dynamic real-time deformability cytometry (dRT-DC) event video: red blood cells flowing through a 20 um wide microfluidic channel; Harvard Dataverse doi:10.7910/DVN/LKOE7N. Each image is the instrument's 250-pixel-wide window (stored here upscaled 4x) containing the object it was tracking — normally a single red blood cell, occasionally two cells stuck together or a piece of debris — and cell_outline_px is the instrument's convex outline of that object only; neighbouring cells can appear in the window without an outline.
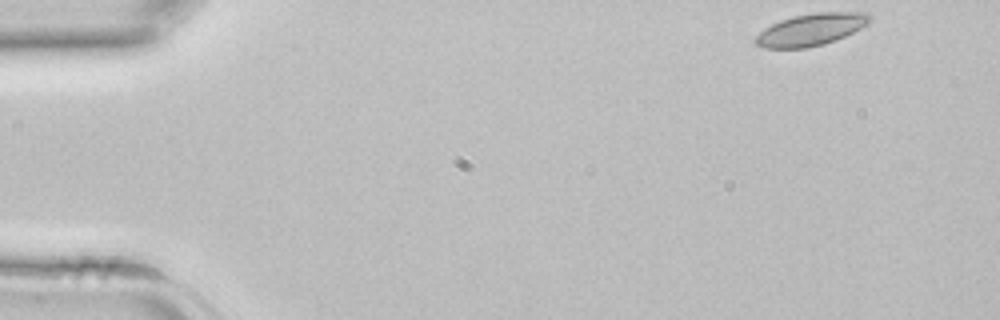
{"species": "common noctule bat (a hibernating species)", "species_latin": "Nyctalus noctula", "temperature_condition": "room temperature", "stored_images_in_passage": 10, "camera_frame_rate_fps": 3000, "um_per_image_px": 0.085, "animal": {"sex": "female", "body_mass_g": 22.7, "forearm_length_mm": 54.2}, "frame": {"image": 1, "passage_image": 1, "time_ms": 0.0, "image_size_px": [1000, 320], "cell_outline_px": [[872, 20], [868, 24], [836, 40], [824, 44], [808, 48], [764, 48], [756, 44], [752, 40], [764, 28], [780, 20], [792, 16], [816, 12], [868, 12], [872, 16]], "centroid_in_image_um": [68.94, 2.51], "position_along_channel_um": 16.1, "area_um2": 21.5}}
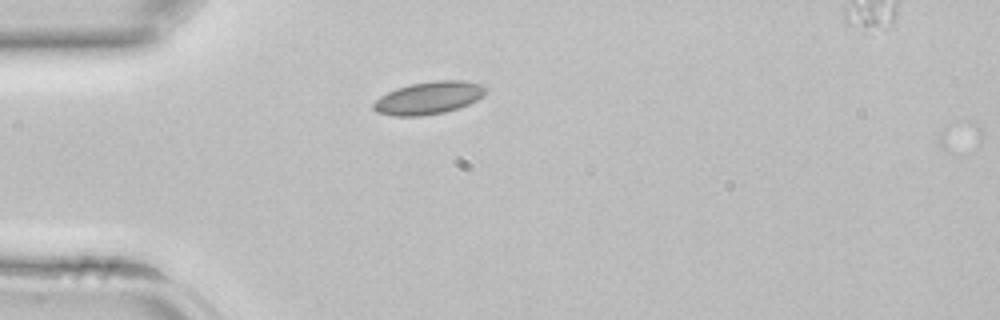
{"frame": {"image": 2, "passage_image": 9, "time_ms": 2.667, "image_size_px": [1000, 320], "cell_outline_px": [[488, 88], [484, 96], [468, 104], [444, 112], [420, 116], [392, 116], [376, 112], [372, 108], [372, 104], [380, 96], [396, 88], [408, 84], [432, 80], [464, 80], [480, 84]], "centroid_in_image_um": [36.42, 8.31], "position_along_channel_um": 48.6, "area_um2": 21.5}}